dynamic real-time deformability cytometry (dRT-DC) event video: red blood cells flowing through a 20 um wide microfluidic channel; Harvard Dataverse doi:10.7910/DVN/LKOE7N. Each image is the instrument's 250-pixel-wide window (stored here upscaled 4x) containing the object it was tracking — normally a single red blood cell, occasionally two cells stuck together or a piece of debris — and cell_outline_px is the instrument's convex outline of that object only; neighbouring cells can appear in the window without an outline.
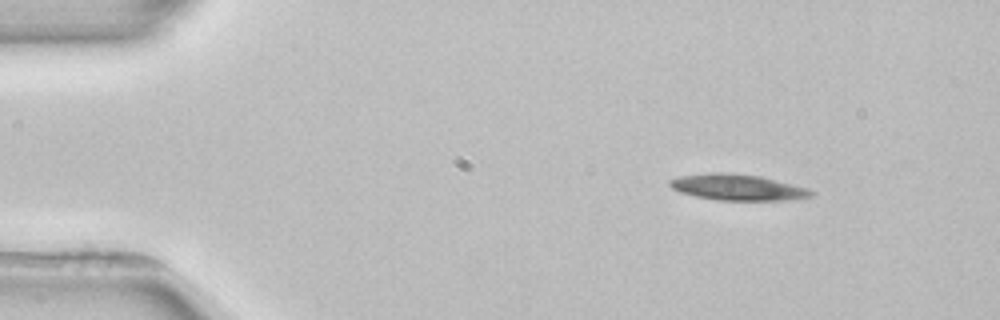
{"species": "common noctule bat (a hibernating species)", "species_latin": "Nyctalus noctula", "temperature_condition": "room temperature", "stored_images_in_passage": 3, "segment_of_instrument_passage": [1, 2], "camera_frame_rate_fps": 3000, "um_per_image_px": 0.085, "animal": {"sex": "female", "body_mass_g": 22.7, "forearm_length_mm": 54.2}, "frame": {"image": 1, "passage_image": 1, "time_ms": 0.0, "image_size_px": [1000, 320], "cell_outline_px": [[816, 192], [812, 196], [784, 200], [720, 200], [696, 196], [680, 192], [672, 188], [668, 184], [668, 180], [680, 176], [708, 172], [728, 172], [760, 176], [808, 188]], "centroid_in_image_um": [62.67, 15.91], "position_along_channel_um": 22.3, "area_um2": 21.44}}